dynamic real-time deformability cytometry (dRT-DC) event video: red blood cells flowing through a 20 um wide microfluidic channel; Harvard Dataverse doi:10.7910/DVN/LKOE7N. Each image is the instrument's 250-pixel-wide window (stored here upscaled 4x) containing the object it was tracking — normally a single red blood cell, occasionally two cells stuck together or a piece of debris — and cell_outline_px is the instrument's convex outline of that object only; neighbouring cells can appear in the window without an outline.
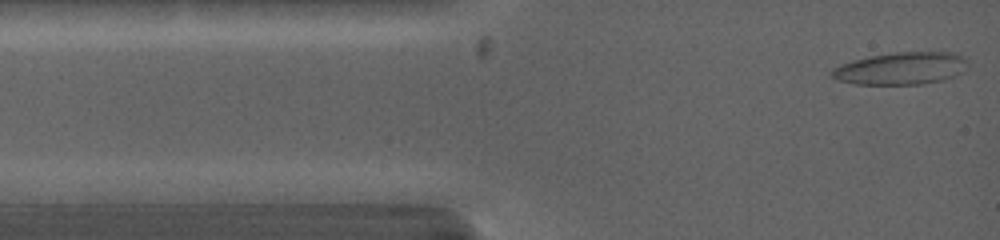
{"species": "common noctule bat (a hibernating species)", "species_latin": "Nyctalus noctula", "temperature_condition": "warm", "stored_images_in_passage": 8, "camera_frame_rate_fps": 5000, "um_per_image_px": 0.085, "animal": {"sex": "female", "body_mass_g": 19.0, "forearm_length_mm": 53.3}, "frame": {"image": 1, "passage_image": 1, "time_ms": 0.0, "image_size_px": [1000, 240], "cell_outline_px": [[968, 64], [964, 72], [956, 76], [944, 80], [920, 84], [856, 84], [836, 80], [832, 76], [832, 68], [840, 64], [852, 60], [868, 56], [896, 52], [952, 52], [960, 56]], "centroid_in_image_um": [76.58, 5.81], "position_along_channel_um": 8.4, "area_um2": 25.72}}
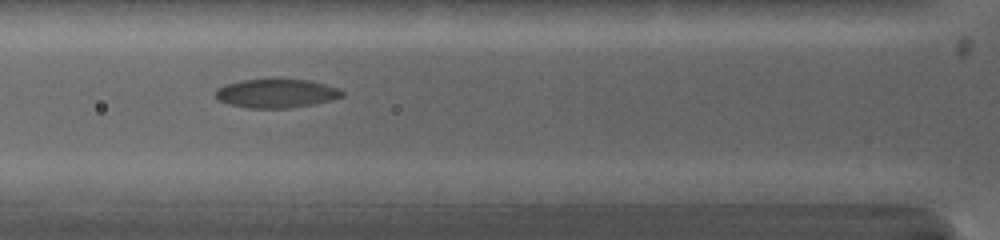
{"frame": {"image": 2, "passage_image": 5, "time_ms": 3.8, "image_size_px": [1000, 240], "cell_outline_px": [[344, 96], [332, 100], [312, 104], [288, 108], [248, 108], [228, 104], [220, 100], [216, 96], [216, 88], [224, 84], [240, 80], [312, 80], [340, 88], [344, 92]], "centroid_in_image_um": [23.51, 7.94], "position_along_channel_um": 102.3, "area_um2": 21.21}}
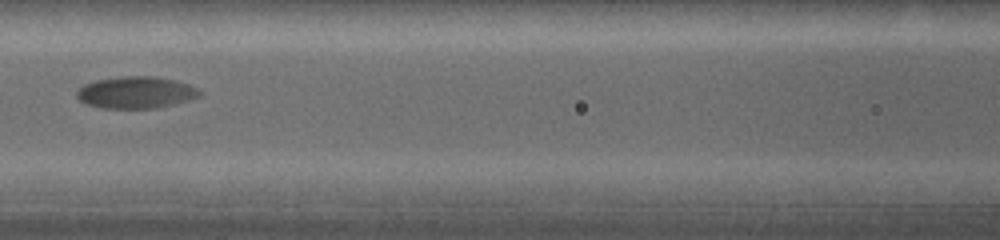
{"frame": {"image": 3, "passage_image": 7, "time_ms": 5.2, "image_size_px": [1000, 240], "cell_outline_px": [[200, 96], [188, 100], [156, 108], [100, 108], [88, 104], [80, 100], [76, 96], [76, 92], [84, 84], [96, 80], [124, 76], [148, 76], [172, 80], [188, 84], [196, 88], [200, 92]], "centroid_in_image_um": [11.52, 7.86], "position_along_channel_um": 155.1, "area_um2": 22.43}}